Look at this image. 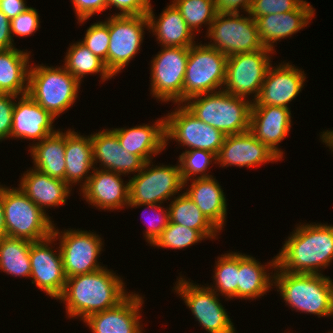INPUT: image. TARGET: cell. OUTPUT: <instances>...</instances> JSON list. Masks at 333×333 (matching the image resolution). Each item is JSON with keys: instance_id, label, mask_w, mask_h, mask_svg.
<instances>
[{"instance_id": "13", "label": "cell", "mask_w": 333, "mask_h": 333, "mask_svg": "<svg viewBox=\"0 0 333 333\" xmlns=\"http://www.w3.org/2000/svg\"><path fill=\"white\" fill-rule=\"evenodd\" d=\"M272 54L276 52L264 47L255 52L228 56L223 90L237 97L251 99L253 103L273 62Z\"/></svg>"}, {"instance_id": "10", "label": "cell", "mask_w": 333, "mask_h": 333, "mask_svg": "<svg viewBox=\"0 0 333 333\" xmlns=\"http://www.w3.org/2000/svg\"><path fill=\"white\" fill-rule=\"evenodd\" d=\"M53 227L52 235L59 241V249L66 277L79 274H88L105 267L100 264L99 257L104 248L101 235L94 230H81V228H67L60 230Z\"/></svg>"}, {"instance_id": "8", "label": "cell", "mask_w": 333, "mask_h": 333, "mask_svg": "<svg viewBox=\"0 0 333 333\" xmlns=\"http://www.w3.org/2000/svg\"><path fill=\"white\" fill-rule=\"evenodd\" d=\"M180 272L172 291L175 292L191 310L195 321H198L207 333H238L230 315L222 305L219 295L206 284L194 281Z\"/></svg>"}, {"instance_id": "19", "label": "cell", "mask_w": 333, "mask_h": 333, "mask_svg": "<svg viewBox=\"0 0 333 333\" xmlns=\"http://www.w3.org/2000/svg\"><path fill=\"white\" fill-rule=\"evenodd\" d=\"M113 171L94 168L87 183L79 190L82 198L98 210L116 211L129 205V181L124 175Z\"/></svg>"}, {"instance_id": "31", "label": "cell", "mask_w": 333, "mask_h": 333, "mask_svg": "<svg viewBox=\"0 0 333 333\" xmlns=\"http://www.w3.org/2000/svg\"><path fill=\"white\" fill-rule=\"evenodd\" d=\"M31 52L14 47L0 50V93L22 96L28 92Z\"/></svg>"}, {"instance_id": "12", "label": "cell", "mask_w": 333, "mask_h": 333, "mask_svg": "<svg viewBox=\"0 0 333 333\" xmlns=\"http://www.w3.org/2000/svg\"><path fill=\"white\" fill-rule=\"evenodd\" d=\"M189 47H161L150 64L149 90L156 101L183 104V81Z\"/></svg>"}, {"instance_id": "43", "label": "cell", "mask_w": 333, "mask_h": 333, "mask_svg": "<svg viewBox=\"0 0 333 333\" xmlns=\"http://www.w3.org/2000/svg\"><path fill=\"white\" fill-rule=\"evenodd\" d=\"M34 7L28 8L25 12L11 20L12 39L15 37H29L34 35L41 28L40 16Z\"/></svg>"}, {"instance_id": "23", "label": "cell", "mask_w": 333, "mask_h": 333, "mask_svg": "<svg viewBox=\"0 0 333 333\" xmlns=\"http://www.w3.org/2000/svg\"><path fill=\"white\" fill-rule=\"evenodd\" d=\"M291 109L280 106H252L250 116V132L265 144L281 160L285 152L279 144L286 139L292 121Z\"/></svg>"}, {"instance_id": "14", "label": "cell", "mask_w": 333, "mask_h": 333, "mask_svg": "<svg viewBox=\"0 0 333 333\" xmlns=\"http://www.w3.org/2000/svg\"><path fill=\"white\" fill-rule=\"evenodd\" d=\"M166 149L170 141L186 150H208L218 154L226 135L195 117L183 104L165 115ZM187 147V148H186Z\"/></svg>"}, {"instance_id": "45", "label": "cell", "mask_w": 333, "mask_h": 333, "mask_svg": "<svg viewBox=\"0 0 333 333\" xmlns=\"http://www.w3.org/2000/svg\"><path fill=\"white\" fill-rule=\"evenodd\" d=\"M17 97L0 93V142L11 138L13 110Z\"/></svg>"}, {"instance_id": "21", "label": "cell", "mask_w": 333, "mask_h": 333, "mask_svg": "<svg viewBox=\"0 0 333 333\" xmlns=\"http://www.w3.org/2000/svg\"><path fill=\"white\" fill-rule=\"evenodd\" d=\"M55 120L50 112L43 109L28 94L18 96L13 110L11 139L31 140L28 146L30 148L60 129L53 125Z\"/></svg>"}, {"instance_id": "32", "label": "cell", "mask_w": 333, "mask_h": 333, "mask_svg": "<svg viewBox=\"0 0 333 333\" xmlns=\"http://www.w3.org/2000/svg\"><path fill=\"white\" fill-rule=\"evenodd\" d=\"M65 146L66 131L62 129L35 143L27 150L33 160L32 167L52 178L65 181Z\"/></svg>"}, {"instance_id": "16", "label": "cell", "mask_w": 333, "mask_h": 333, "mask_svg": "<svg viewBox=\"0 0 333 333\" xmlns=\"http://www.w3.org/2000/svg\"><path fill=\"white\" fill-rule=\"evenodd\" d=\"M56 242L53 235L40 241L31 242L29 256L31 283L47 296L58 301L65 289L67 277L60 249L58 246L56 250L54 248L58 244Z\"/></svg>"}, {"instance_id": "25", "label": "cell", "mask_w": 333, "mask_h": 333, "mask_svg": "<svg viewBox=\"0 0 333 333\" xmlns=\"http://www.w3.org/2000/svg\"><path fill=\"white\" fill-rule=\"evenodd\" d=\"M151 124L143 123L130 128L124 126L111 130L118 137L124 150L140 156L147 162L166 149L165 115Z\"/></svg>"}, {"instance_id": "39", "label": "cell", "mask_w": 333, "mask_h": 333, "mask_svg": "<svg viewBox=\"0 0 333 333\" xmlns=\"http://www.w3.org/2000/svg\"><path fill=\"white\" fill-rule=\"evenodd\" d=\"M207 240L198 230L190 229L180 224L169 222L161 235L155 240L151 247L157 249L184 250L189 246Z\"/></svg>"}, {"instance_id": "27", "label": "cell", "mask_w": 333, "mask_h": 333, "mask_svg": "<svg viewBox=\"0 0 333 333\" xmlns=\"http://www.w3.org/2000/svg\"><path fill=\"white\" fill-rule=\"evenodd\" d=\"M184 189L204 216L221 232L227 222L228 200L215 176L186 181Z\"/></svg>"}, {"instance_id": "47", "label": "cell", "mask_w": 333, "mask_h": 333, "mask_svg": "<svg viewBox=\"0 0 333 333\" xmlns=\"http://www.w3.org/2000/svg\"><path fill=\"white\" fill-rule=\"evenodd\" d=\"M218 13H248L252 0H214ZM240 8V9H239ZM243 10V11H242Z\"/></svg>"}, {"instance_id": "11", "label": "cell", "mask_w": 333, "mask_h": 333, "mask_svg": "<svg viewBox=\"0 0 333 333\" xmlns=\"http://www.w3.org/2000/svg\"><path fill=\"white\" fill-rule=\"evenodd\" d=\"M218 13L211 23L205 37L208 45L232 56L261 50V44L255 20L247 13Z\"/></svg>"}, {"instance_id": "2", "label": "cell", "mask_w": 333, "mask_h": 333, "mask_svg": "<svg viewBox=\"0 0 333 333\" xmlns=\"http://www.w3.org/2000/svg\"><path fill=\"white\" fill-rule=\"evenodd\" d=\"M295 229V230H294ZM276 255L284 271L323 275L333 261V225L299 222Z\"/></svg>"}, {"instance_id": "51", "label": "cell", "mask_w": 333, "mask_h": 333, "mask_svg": "<svg viewBox=\"0 0 333 333\" xmlns=\"http://www.w3.org/2000/svg\"><path fill=\"white\" fill-rule=\"evenodd\" d=\"M321 142L326 145L330 150H331V154L333 152V129L330 130H322V132L320 131V135H319Z\"/></svg>"}, {"instance_id": "17", "label": "cell", "mask_w": 333, "mask_h": 333, "mask_svg": "<svg viewBox=\"0 0 333 333\" xmlns=\"http://www.w3.org/2000/svg\"><path fill=\"white\" fill-rule=\"evenodd\" d=\"M306 75L304 70L292 62L282 61L274 67L271 64L252 106L273 105L291 109L289 104L304 89Z\"/></svg>"}, {"instance_id": "48", "label": "cell", "mask_w": 333, "mask_h": 333, "mask_svg": "<svg viewBox=\"0 0 333 333\" xmlns=\"http://www.w3.org/2000/svg\"><path fill=\"white\" fill-rule=\"evenodd\" d=\"M11 20L0 11V50H8L16 47L11 34Z\"/></svg>"}, {"instance_id": "29", "label": "cell", "mask_w": 333, "mask_h": 333, "mask_svg": "<svg viewBox=\"0 0 333 333\" xmlns=\"http://www.w3.org/2000/svg\"><path fill=\"white\" fill-rule=\"evenodd\" d=\"M276 267L275 255L263 265L256 257L239 252L238 299L253 301L272 291Z\"/></svg>"}, {"instance_id": "50", "label": "cell", "mask_w": 333, "mask_h": 333, "mask_svg": "<svg viewBox=\"0 0 333 333\" xmlns=\"http://www.w3.org/2000/svg\"><path fill=\"white\" fill-rule=\"evenodd\" d=\"M6 236V224L3 208V184H0V238Z\"/></svg>"}, {"instance_id": "4", "label": "cell", "mask_w": 333, "mask_h": 333, "mask_svg": "<svg viewBox=\"0 0 333 333\" xmlns=\"http://www.w3.org/2000/svg\"><path fill=\"white\" fill-rule=\"evenodd\" d=\"M183 105L199 120L226 136L250 130L252 102L224 90L189 98Z\"/></svg>"}, {"instance_id": "24", "label": "cell", "mask_w": 333, "mask_h": 333, "mask_svg": "<svg viewBox=\"0 0 333 333\" xmlns=\"http://www.w3.org/2000/svg\"><path fill=\"white\" fill-rule=\"evenodd\" d=\"M316 9L306 0L293 11L280 14H267L255 19L261 44L275 51L282 39L291 38L313 20ZM276 43V44H275Z\"/></svg>"}, {"instance_id": "37", "label": "cell", "mask_w": 333, "mask_h": 333, "mask_svg": "<svg viewBox=\"0 0 333 333\" xmlns=\"http://www.w3.org/2000/svg\"><path fill=\"white\" fill-rule=\"evenodd\" d=\"M170 3L180 12L195 35L200 33L203 26H207V34L218 14L214 0H172Z\"/></svg>"}, {"instance_id": "9", "label": "cell", "mask_w": 333, "mask_h": 333, "mask_svg": "<svg viewBox=\"0 0 333 333\" xmlns=\"http://www.w3.org/2000/svg\"><path fill=\"white\" fill-rule=\"evenodd\" d=\"M153 160L129 178V204H164L184 190L178 161L155 165Z\"/></svg>"}, {"instance_id": "5", "label": "cell", "mask_w": 333, "mask_h": 333, "mask_svg": "<svg viewBox=\"0 0 333 333\" xmlns=\"http://www.w3.org/2000/svg\"><path fill=\"white\" fill-rule=\"evenodd\" d=\"M80 87L63 65L30 64L27 94L56 119L76 104Z\"/></svg>"}, {"instance_id": "40", "label": "cell", "mask_w": 333, "mask_h": 333, "mask_svg": "<svg viewBox=\"0 0 333 333\" xmlns=\"http://www.w3.org/2000/svg\"><path fill=\"white\" fill-rule=\"evenodd\" d=\"M84 34V38L79 41L94 55L102 59L108 70L109 16L104 21L96 20L87 28Z\"/></svg>"}, {"instance_id": "3", "label": "cell", "mask_w": 333, "mask_h": 333, "mask_svg": "<svg viewBox=\"0 0 333 333\" xmlns=\"http://www.w3.org/2000/svg\"><path fill=\"white\" fill-rule=\"evenodd\" d=\"M273 288L292 311L333 318V279L330 276L291 273L277 266Z\"/></svg>"}, {"instance_id": "33", "label": "cell", "mask_w": 333, "mask_h": 333, "mask_svg": "<svg viewBox=\"0 0 333 333\" xmlns=\"http://www.w3.org/2000/svg\"><path fill=\"white\" fill-rule=\"evenodd\" d=\"M168 208L170 222L198 230L207 240L218 239L220 231L204 216L184 190L170 201Z\"/></svg>"}, {"instance_id": "44", "label": "cell", "mask_w": 333, "mask_h": 333, "mask_svg": "<svg viewBox=\"0 0 333 333\" xmlns=\"http://www.w3.org/2000/svg\"><path fill=\"white\" fill-rule=\"evenodd\" d=\"M151 0H107V9L115 8L110 16H137L147 15L151 7Z\"/></svg>"}, {"instance_id": "22", "label": "cell", "mask_w": 333, "mask_h": 333, "mask_svg": "<svg viewBox=\"0 0 333 333\" xmlns=\"http://www.w3.org/2000/svg\"><path fill=\"white\" fill-rule=\"evenodd\" d=\"M91 144L94 168L134 176L146 163L140 156L124 150L118 137L110 128L91 133ZM98 163L99 167H97Z\"/></svg>"}, {"instance_id": "18", "label": "cell", "mask_w": 333, "mask_h": 333, "mask_svg": "<svg viewBox=\"0 0 333 333\" xmlns=\"http://www.w3.org/2000/svg\"><path fill=\"white\" fill-rule=\"evenodd\" d=\"M142 296L131 292L116 307L93 313L82 322L92 333H144L140 314L145 304Z\"/></svg>"}, {"instance_id": "1", "label": "cell", "mask_w": 333, "mask_h": 333, "mask_svg": "<svg viewBox=\"0 0 333 333\" xmlns=\"http://www.w3.org/2000/svg\"><path fill=\"white\" fill-rule=\"evenodd\" d=\"M121 277L108 267L68 277L58 299L65 304L66 318L83 321L93 313L116 307L131 293Z\"/></svg>"}, {"instance_id": "34", "label": "cell", "mask_w": 333, "mask_h": 333, "mask_svg": "<svg viewBox=\"0 0 333 333\" xmlns=\"http://www.w3.org/2000/svg\"><path fill=\"white\" fill-rule=\"evenodd\" d=\"M63 60L65 69L80 83L84 82V77L89 74H98L101 83L114 78L107 70L104 61L94 55L80 41L69 44Z\"/></svg>"}, {"instance_id": "15", "label": "cell", "mask_w": 333, "mask_h": 333, "mask_svg": "<svg viewBox=\"0 0 333 333\" xmlns=\"http://www.w3.org/2000/svg\"><path fill=\"white\" fill-rule=\"evenodd\" d=\"M146 30L147 15L109 16L108 71L113 77L140 53Z\"/></svg>"}, {"instance_id": "30", "label": "cell", "mask_w": 333, "mask_h": 333, "mask_svg": "<svg viewBox=\"0 0 333 333\" xmlns=\"http://www.w3.org/2000/svg\"><path fill=\"white\" fill-rule=\"evenodd\" d=\"M72 129L66 130L65 182L71 188L74 185H80L78 189L80 190L94 170L91 134L81 135L80 132Z\"/></svg>"}, {"instance_id": "38", "label": "cell", "mask_w": 333, "mask_h": 333, "mask_svg": "<svg viewBox=\"0 0 333 333\" xmlns=\"http://www.w3.org/2000/svg\"><path fill=\"white\" fill-rule=\"evenodd\" d=\"M177 161L184 183L190 179L212 177L213 175L208 171L211 164V166L217 164V157L216 154L208 150L192 149L182 151Z\"/></svg>"}, {"instance_id": "42", "label": "cell", "mask_w": 333, "mask_h": 333, "mask_svg": "<svg viewBox=\"0 0 333 333\" xmlns=\"http://www.w3.org/2000/svg\"><path fill=\"white\" fill-rule=\"evenodd\" d=\"M305 0H252L248 14L255 20L267 14L296 10Z\"/></svg>"}, {"instance_id": "35", "label": "cell", "mask_w": 333, "mask_h": 333, "mask_svg": "<svg viewBox=\"0 0 333 333\" xmlns=\"http://www.w3.org/2000/svg\"><path fill=\"white\" fill-rule=\"evenodd\" d=\"M30 246L28 240L7 236L0 238V272L30 279Z\"/></svg>"}, {"instance_id": "7", "label": "cell", "mask_w": 333, "mask_h": 333, "mask_svg": "<svg viewBox=\"0 0 333 333\" xmlns=\"http://www.w3.org/2000/svg\"><path fill=\"white\" fill-rule=\"evenodd\" d=\"M201 42L189 47L183 103L197 95L223 90L228 56Z\"/></svg>"}, {"instance_id": "28", "label": "cell", "mask_w": 333, "mask_h": 333, "mask_svg": "<svg viewBox=\"0 0 333 333\" xmlns=\"http://www.w3.org/2000/svg\"><path fill=\"white\" fill-rule=\"evenodd\" d=\"M151 5L147 12L149 32L155 36L160 47H190L197 41L192 30L188 27L180 12L171 3L159 16H155Z\"/></svg>"}, {"instance_id": "26", "label": "cell", "mask_w": 333, "mask_h": 333, "mask_svg": "<svg viewBox=\"0 0 333 333\" xmlns=\"http://www.w3.org/2000/svg\"><path fill=\"white\" fill-rule=\"evenodd\" d=\"M18 181L20 190L46 215L47 210L67 204L72 189L65 181L52 178L33 167L26 169Z\"/></svg>"}, {"instance_id": "46", "label": "cell", "mask_w": 333, "mask_h": 333, "mask_svg": "<svg viewBox=\"0 0 333 333\" xmlns=\"http://www.w3.org/2000/svg\"><path fill=\"white\" fill-rule=\"evenodd\" d=\"M70 2H72L79 26L84 25L95 14L107 10V0H71Z\"/></svg>"}, {"instance_id": "36", "label": "cell", "mask_w": 333, "mask_h": 333, "mask_svg": "<svg viewBox=\"0 0 333 333\" xmlns=\"http://www.w3.org/2000/svg\"><path fill=\"white\" fill-rule=\"evenodd\" d=\"M216 260L213 270V284L206 285L219 296H224L225 301L237 299L239 251H227V253L218 256Z\"/></svg>"}, {"instance_id": "6", "label": "cell", "mask_w": 333, "mask_h": 333, "mask_svg": "<svg viewBox=\"0 0 333 333\" xmlns=\"http://www.w3.org/2000/svg\"><path fill=\"white\" fill-rule=\"evenodd\" d=\"M3 208L7 237L34 242L52 235L53 218L46 215L19 187L3 185Z\"/></svg>"}, {"instance_id": "49", "label": "cell", "mask_w": 333, "mask_h": 333, "mask_svg": "<svg viewBox=\"0 0 333 333\" xmlns=\"http://www.w3.org/2000/svg\"><path fill=\"white\" fill-rule=\"evenodd\" d=\"M27 6L26 0H0V11L5 14L9 20H12L20 13L25 12Z\"/></svg>"}, {"instance_id": "20", "label": "cell", "mask_w": 333, "mask_h": 333, "mask_svg": "<svg viewBox=\"0 0 333 333\" xmlns=\"http://www.w3.org/2000/svg\"><path fill=\"white\" fill-rule=\"evenodd\" d=\"M216 157V165L222 168L231 166L256 168L267 163L282 161L250 131L227 135Z\"/></svg>"}, {"instance_id": "41", "label": "cell", "mask_w": 333, "mask_h": 333, "mask_svg": "<svg viewBox=\"0 0 333 333\" xmlns=\"http://www.w3.org/2000/svg\"><path fill=\"white\" fill-rule=\"evenodd\" d=\"M145 206L144 211L151 210L153 213V217H147L150 218V220L144 222L146 229L143 231V237L145 241L151 246L155 240L161 235L162 231L168 226L170 222L169 218V208L168 206L165 207L164 204H129L127 209L129 208H139V207ZM142 211V212H144ZM146 213V212H144ZM144 215L143 213H141ZM143 218V217H142ZM145 221V220H144Z\"/></svg>"}]
</instances>
